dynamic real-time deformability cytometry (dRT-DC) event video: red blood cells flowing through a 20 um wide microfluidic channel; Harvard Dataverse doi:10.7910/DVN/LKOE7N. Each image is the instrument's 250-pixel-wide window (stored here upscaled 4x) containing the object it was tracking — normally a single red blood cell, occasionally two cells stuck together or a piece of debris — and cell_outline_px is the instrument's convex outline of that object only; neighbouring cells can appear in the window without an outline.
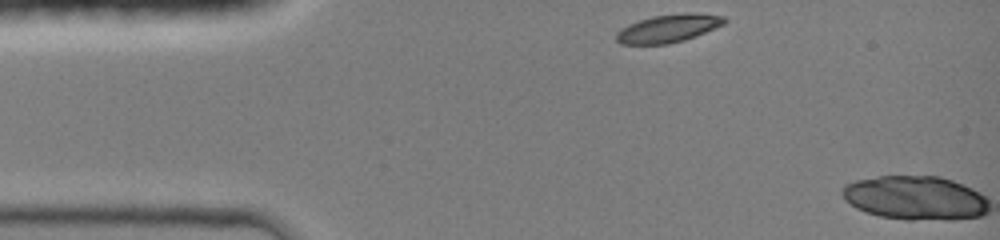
{"species": "common noctule bat (a hibernating species)", "species_latin": "Nyctalus noctula", "temperature_condition": "room temperature", "stored_images_in_passage": 2, "camera_frame_rate_fps": 3000, "um_per_image_px": 0.085, "animal": {"sex": "female", "body_mass_g": 19.0, "forearm_length_mm": 51.5}, "frame": {"image": 1, "passage_image": 1, "time_ms": 0.0, "image_size_px": [1000, 240], "cell_outline_px": [[728, 20], [724, 24], [684, 40], [668, 44], [620, 44], [616, 40], [616, 32], [620, 28], [628, 24], [652, 16], [684, 12], [724, 16]], "centroid_in_image_um": [56.77, 2.41], "position_along_channel_um": 28.2, "area_um2": 17.57}}